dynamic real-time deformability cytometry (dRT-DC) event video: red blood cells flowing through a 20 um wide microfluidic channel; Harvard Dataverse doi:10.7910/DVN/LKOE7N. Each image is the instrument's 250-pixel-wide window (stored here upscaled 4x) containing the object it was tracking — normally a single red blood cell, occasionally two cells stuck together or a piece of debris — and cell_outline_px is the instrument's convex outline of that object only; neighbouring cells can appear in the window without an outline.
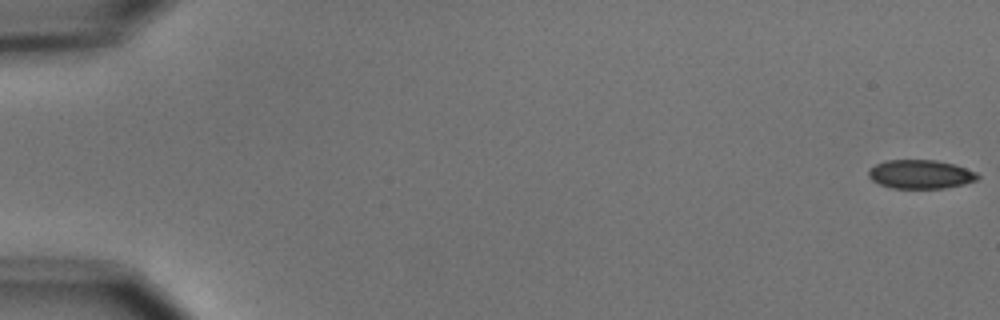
{"species": "common noctule bat (a hibernating species)", "species_latin": "Nyctalus noctula", "temperature_condition": "cold", "stored_images_in_passage": 6, "camera_frame_rate_fps": 3000, "um_per_image_px": 0.085, "animal": {"sex": "male", "body_mass_g": 15.6}, "frame": {"image": 1, "passage_image": 1, "time_ms": 0.0, "image_size_px": [1000, 320], "cell_outline_px": [[980, 176], [976, 180], [964, 184], [944, 188], [892, 188], [880, 184], [872, 180], [868, 176], [868, 168], [884, 160], [936, 160], [956, 164], [976, 172]], "centroid_in_image_um": [78.23, 14.8], "position_along_channel_um": 6.8, "area_um2": 18.44}}
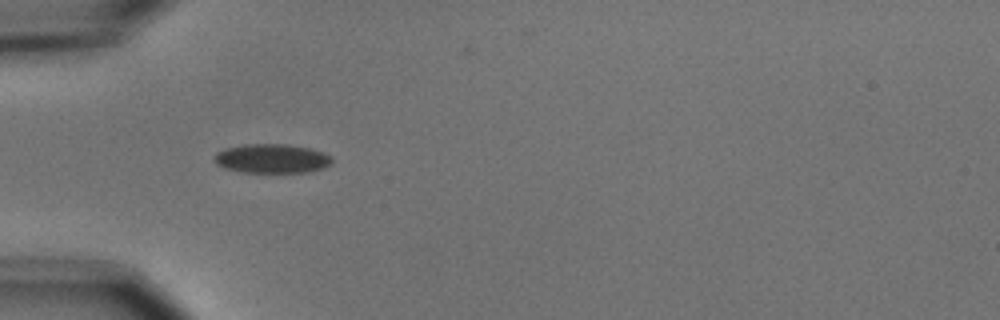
{"frame": {"image": 2, "passage_image": 5, "time_ms": 5.667, "image_size_px": [1000, 320], "cell_outline_px": [[332, 164], [324, 168], [308, 172], [244, 172], [224, 168], [216, 164], [212, 160], [212, 156], [216, 152], [224, 148], [244, 144], [288, 144], [312, 148], [324, 152], [332, 156]], "centroid_in_image_um": [23.1, 13.47], "position_along_channel_um": 61.9, "area_um2": 20.4}}
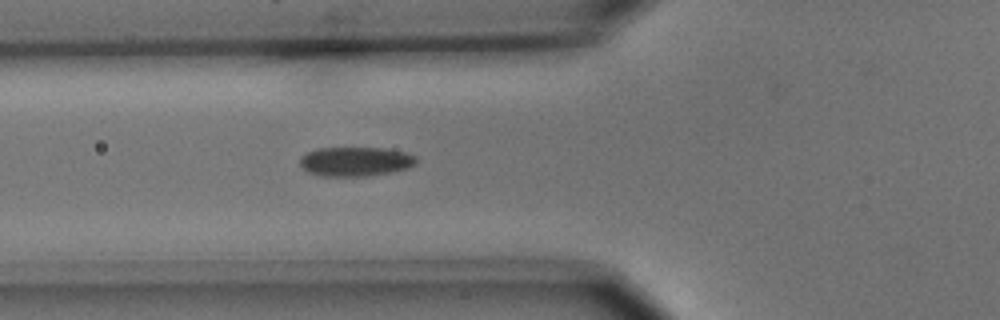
{"frame": {"image": 3, "passage_image": 6, "time_ms": 6.667, "image_size_px": [1000, 320], "cell_outline_px": [[416, 164], [408, 168], [392, 172], [368, 176], [320, 176], [308, 172], [300, 164], [300, 156], [316, 148], [384, 148], [404, 152], [416, 156]], "centroid_in_image_um": [30.21, 13.73], "position_along_channel_um": 95.6, "area_um2": 19.94}}